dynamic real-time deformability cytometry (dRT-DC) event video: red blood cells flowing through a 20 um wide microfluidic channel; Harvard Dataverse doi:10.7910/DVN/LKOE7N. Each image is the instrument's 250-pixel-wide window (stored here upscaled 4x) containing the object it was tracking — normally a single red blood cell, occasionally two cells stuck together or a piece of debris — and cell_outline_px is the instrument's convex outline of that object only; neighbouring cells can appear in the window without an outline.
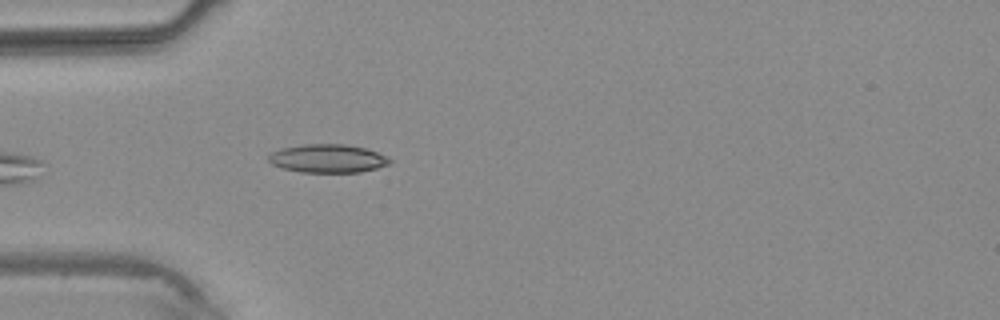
{"species": "common noctule bat (a hibernating species)", "species_latin": "Nyctalus noctula", "temperature_condition": "warm", "stored_images_in_passage": 4, "camera_frame_rate_fps": 3000, "um_per_image_px": 0.085, "animal": {"sex": "male", "body_mass_g": 20.4}, "frame": {"image": 1, "passage_image": 4, "time_ms": 3.333, "image_size_px": [1000, 320], "cell_outline_px": [[392, 160], [388, 164], [376, 168], [360, 172], [300, 172], [280, 168], [272, 164], [268, 160], [268, 156], [272, 152], [280, 148], [304, 144], [344, 144], [364, 148], [376, 152]], "centroid_in_image_um": [27.8, 13.47], "position_along_channel_um": 57.2, "area_um2": 19.94}}